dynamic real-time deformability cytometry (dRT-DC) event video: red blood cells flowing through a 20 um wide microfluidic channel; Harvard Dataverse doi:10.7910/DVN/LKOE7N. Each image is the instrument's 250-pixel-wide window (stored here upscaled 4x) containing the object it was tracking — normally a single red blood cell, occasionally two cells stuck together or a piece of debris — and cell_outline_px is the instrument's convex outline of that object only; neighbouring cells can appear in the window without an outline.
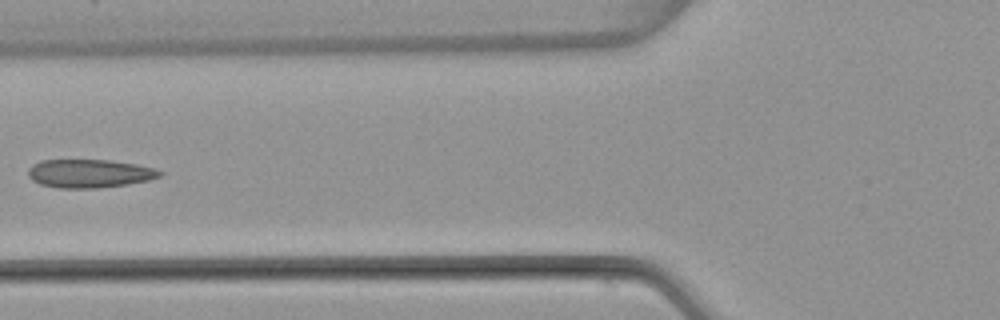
{"species": "common noctule bat (a hibernating species)", "species_latin": "Nyctalus noctula", "temperature_condition": "warm", "stored_images_in_passage": 6, "camera_frame_rate_fps": 3000, "um_per_image_px": 0.085, "animal": {"sex": "female", "body_mass_g": 22.7, "forearm_length_mm": 54.2}, "frame": {"image": 1, "passage_image": 6, "time_ms": 6.333, "image_size_px": [1000, 320], "cell_outline_px": [[164, 172], [160, 176], [148, 180], [124, 184], [96, 188], [60, 188], [40, 184], [32, 180], [28, 176], [28, 168], [32, 164], [40, 160], [112, 160], [136, 164], [152, 168]], "centroid_in_image_um": [7.56, 14.74], "position_along_channel_um": 118.2, "area_um2": 21.68}}